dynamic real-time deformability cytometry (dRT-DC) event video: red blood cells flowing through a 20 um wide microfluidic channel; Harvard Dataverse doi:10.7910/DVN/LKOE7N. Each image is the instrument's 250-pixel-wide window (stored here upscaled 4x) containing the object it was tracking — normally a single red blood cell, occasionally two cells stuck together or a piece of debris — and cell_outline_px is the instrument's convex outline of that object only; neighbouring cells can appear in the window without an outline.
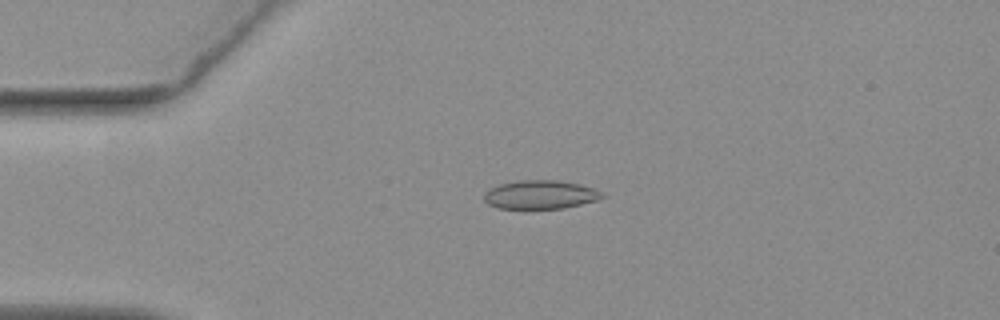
{"species": "common noctule bat (a hibernating species)", "species_latin": "Nyctalus noctula", "temperature_condition": "warm", "stored_images_in_passage": 34, "camera_frame_rate_fps": 3000, "um_per_image_px": 0.085, "animal": {"sex": "female", "body_mass_g": 19.3, "forearm_length_mm": 54.1}, "frame": {"image": 1, "passage_image": 4, "time_ms": 1.0, "image_size_px": [1000, 320], "cell_outline_px": [[604, 196], [600, 200], [564, 208], [496, 208], [488, 204], [484, 200], [484, 192], [488, 188], [500, 184], [520, 180], [556, 180], [580, 184], [604, 192]], "centroid_in_image_um": [45.93, 16.54], "position_along_channel_um": 39.1, "area_um2": 19.83}}
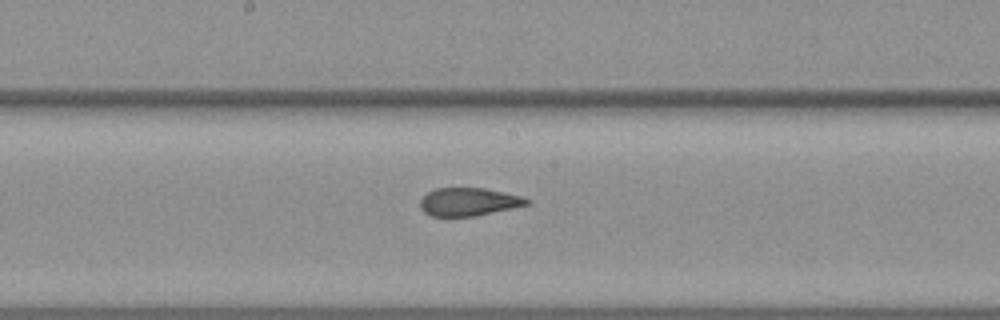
{"frame": {"image": 2, "passage_image": 20, "time_ms": 6.333, "image_size_px": [1000, 320], "cell_outline_px": [[532, 200], [528, 204], [512, 208], [472, 216], [432, 216], [424, 212], [420, 208], [420, 200], [428, 192], [436, 188], [484, 188], [524, 196]], "centroid_in_image_um": [39.85, 17.14], "position_along_channel_um": 208.4, "area_um2": 17.34}}
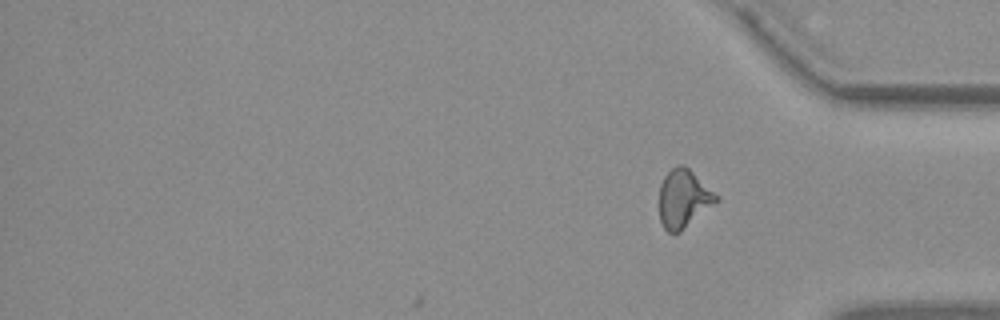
{"frame": {"image": 3, "passage_image": 34, "time_ms": 11.0, "image_size_px": [1000, 320], "cell_outline_px": [[720, 200], [680, 232], [668, 232], [664, 228], [660, 220], [660, 184], [664, 176], [676, 164], [684, 164], [720, 196]], "centroid_in_image_um": [58.13, 16.87], "position_along_channel_um": 377.1, "area_um2": 19.42}, "authors_computed_cell_mechanics": {"area_um2": 18.7561, "velocity_mm_per_s": 3.7412, "shape_relaxation_time_tau1_ms": null, "shape_relaxation_time_tau2_ms": 0.8687, "deformation_change_tau1": null, "deformation_change_tau2": 0.0861}}